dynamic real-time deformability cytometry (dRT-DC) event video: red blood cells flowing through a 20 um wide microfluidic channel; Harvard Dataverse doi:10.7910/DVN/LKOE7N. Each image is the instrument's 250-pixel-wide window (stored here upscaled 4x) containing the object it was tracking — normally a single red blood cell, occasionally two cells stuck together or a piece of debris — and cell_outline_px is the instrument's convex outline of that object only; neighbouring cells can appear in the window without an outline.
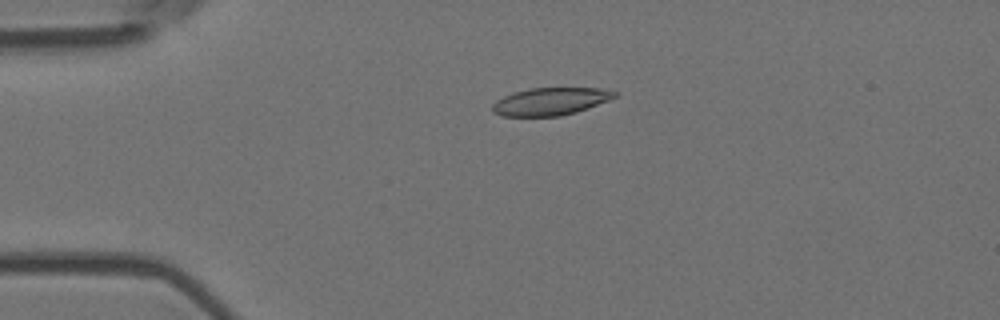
{"species": "Egyptian fruit bat (a non-hibernating species)", "species_latin": "Rousettus aegyptiacus", "temperature_condition": "room temperature", "stored_images_in_passage": 5, "camera_frame_rate_fps": 3000, "um_per_image_px": 0.085, "animal": {"sex": "female"}, "frame": {"image": 1, "passage_image": 4, "time_ms": 1.0, "image_size_px": [1000, 320], "cell_outline_px": [[616, 96], [608, 100], [588, 108], [576, 112], [560, 116], [500, 116], [492, 112], [492, 104], [496, 100], [512, 92], [528, 88], [600, 88], [616, 92]], "centroid_in_image_um": [46.73, 8.62], "position_along_channel_um": 38.3, "area_um2": 19.65}}